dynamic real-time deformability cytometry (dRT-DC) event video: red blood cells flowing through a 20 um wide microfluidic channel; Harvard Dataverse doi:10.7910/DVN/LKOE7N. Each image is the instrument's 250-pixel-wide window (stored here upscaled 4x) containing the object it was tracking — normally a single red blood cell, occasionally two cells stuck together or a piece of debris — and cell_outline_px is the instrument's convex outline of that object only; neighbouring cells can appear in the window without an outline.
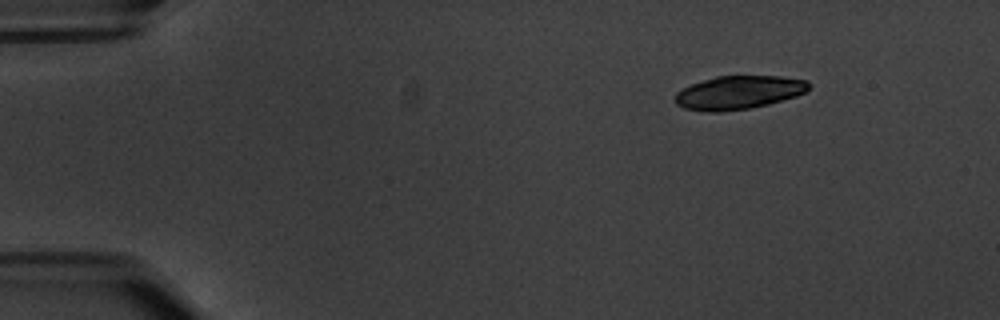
{"species": "common noctule bat (a hibernating species)", "species_latin": "Nyctalus noctula", "temperature_condition": "warm", "stored_images_in_passage": 4, "camera_frame_rate_fps": 3000, "um_per_image_px": 0.085, "animal": {"sex": "male", "body_mass_g": 20.1, "forearm_length_mm": 53.5}, "frame": {"image": 1, "passage_image": 1, "time_ms": 0.0, "image_size_px": [1000, 320], "cell_outline_px": [[812, 84], [804, 92], [796, 96], [768, 104], [748, 108], [720, 112], [704, 112], [684, 108], [676, 104], [672, 100], [676, 92], [692, 84], [716, 76], [780, 76], [808, 80]], "centroid_in_image_um": [62.76, 7.86], "position_along_channel_um": 22.2, "area_um2": 26.13}}
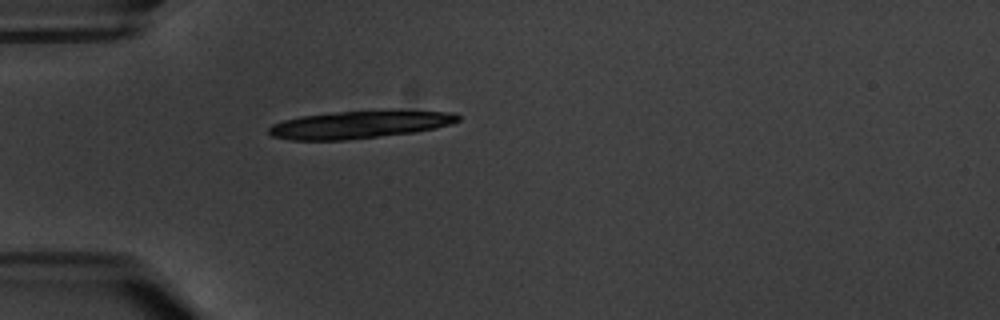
{"frame": {"image": 2, "passage_image": 4, "time_ms": 3.333, "image_size_px": [1000, 320], "cell_outline_px": [[460, 120], [452, 124], [436, 128], [416, 132], [344, 140], [292, 140], [272, 136], [268, 132], [268, 128], [272, 124], [284, 120], [300, 116], [340, 112], [392, 108], [456, 112], [460, 116]], "centroid_in_image_um": [30.69, 10.55], "position_along_channel_um": 54.3, "area_um2": 31.27}}